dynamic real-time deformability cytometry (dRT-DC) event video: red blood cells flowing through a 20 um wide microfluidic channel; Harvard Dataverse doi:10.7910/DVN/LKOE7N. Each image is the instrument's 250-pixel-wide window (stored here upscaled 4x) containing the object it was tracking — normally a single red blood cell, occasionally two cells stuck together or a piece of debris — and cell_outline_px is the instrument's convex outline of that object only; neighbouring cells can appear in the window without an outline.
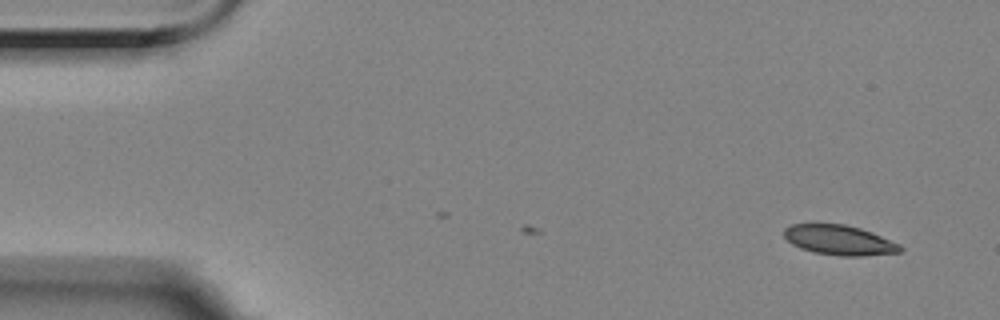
{"species": "Egyptian fruit bat (a non-hibernating species)", "species_latin": "Rousettus aegyptiacus", "temperature_condition": "room temperature", "stored_images_in_passage": 4, "camera_frame_rate_fps": 3000, "um_per_image_px": 0.085, "animal": {"sex": "female"}, "frame": {"image": 1, "passage_image": 4, "time_ms": 1.0, "image_size_px": [1000, 320], "cell_outline_px": [[904, 248], [900, 252], [864, 256], [840, 256], [816, 252], [800, 248], [792, 244], [784, 236], [784, 228], [792, 224], [844, 224], [860, 228], [872, 232], [900, 244]], "centroid_in_image_um": [71.36, 20.41], "position_along_channel_um": 13.6, "area_um2": 20.17}}